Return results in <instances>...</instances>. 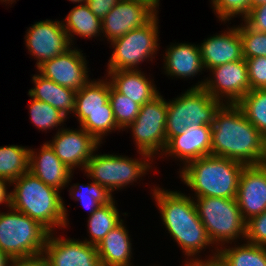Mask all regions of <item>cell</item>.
<instances>
[{
    "mask_svg": "<svg viewBox=\"0 0 266 266\" xmlns=\"http://www.w3.org/2000/svg\"><path fill=\"white\" fill-rule=\"evenodd\" d=\"M211 155L247 165L266 163V140L237 104L223 103L212 124Z\"/></svg>",
    "mask_w": 266,
    "mask_h": 266,
    "instance_id": "cell-1",
    "label": "cell"
},
{
    "mask_svg": "<svg viewBox=\"0 0 266 266\" xmlns=\"http://www.w3.org/2000/svg\"><path fill=\"white\" fill-rule=\"evenodd\" d=\"M151 190L163 225L183 250L187 262L202 260L201 251L214 245L199 218L194 199L181 191H169L159 186H153Z\"/></svg>",
    "mask_w": 266,
    "mask_h": 266,
    "instance_id": "cell-2",
    "label": "cell"
},
{
    "mask_svg": "<svg viewBox=\"0 0 266 266\" xmlns=\"http://www.w3.org/2000/svg\"><path fill=\"white\" fill-rule=\"evenodd\" d=\"M11 185V208L36 220L49 232L69 225L68 211L59 190L46 185L29 171Z\"/></svg>",
    "mask_w": 266,
    "mask_h": 266,
    "instance_id": "cell-3",
    "label": "cell"
},
{
    "mask_svg": "<svg viewBox=\"0 0 266 266\" xmlns=\"http://www.w3.org/2000/svg\"><path fill=\"white\" fill-rule=\"evenodd\" d=\"M244 164L218 156L192 160L179 169L181 181L194 192V197H237L239 177Z\"/></svg>",
    "mask_w": 266,
    "mask_h": 266,
    "instance_id": "cell-4",
    "label": "cell"
},
{
    "mask_svg": "<svg viewBox=\"0 0 266 266\" xmlns=\"http://www.w3.org/2000/svg\"><path fill=\"white\" fill-rule=\"evenodd\" d=\"M193 199H195V207L207 235L215 245V250H211L213 254L206 259L216 258L220 245L237 243L238 239L245 240L246 220L243 218L236 198L198 197Z\"/></svg>",
    "mask_w": 266,
    "mask_h": 266,
    "instance_id": "cell-5",
    "label": "cell"
},
{
    "mask_svg": "<svg viewBox=\"0 0 266 266\" xmlns=\"http://www.w3.org/2000/svg\"><path fill=\"white\" fill-rule=\"evenodd\" d=\"M99 147L86 163L84 172L86 176L102 185L111 195L130 183L134 184L152 169L153 158L145 153L138 152L142 157L131 158L125 155L96 154ZM141 177V178H140ZM139 178V179H138Z\"/></svg>",
    "mask_w": 266,
    "mask_h": 266,
    "instance_id": "cell-6",
    "label": "cell"
},
{
    "mask_svg": "<svg viewBox=\"0 0 266 266\" xmlns=\"http://www.w3.org/2000/svg\"><path fill=\"white\" fill-rule=\"evenodd\" d=\"M49 233L39 222L11 207L0 212V249L10 259L42 253Z\"/></svg>",
    "mask_w": 266,
    "mask_h": 266,
    "instance_id": "cell-7",
    "label": "cell"
},
{
    "mask_svg": "<svg viewBox=\"0 0 266 266\" xmlns=\"http://www.w3.org/2000/svg\"><path fill=\"white\" fill-rule=\"evenodd\" d=\"M173 99L167 102L166 143L194 124L212 126L215 113L223 104L203 88L190 87Z\"/></svg>",
    "mask_w": 266,
    "mask_h": 266,
    "instance_id": "cell-8",
    "label": "cell"
},
{
    "mask_svg": "<svg viewBox=\"0 0 266 266\" xmlns=\"http://www.w3.org/2000/svg\"><path fill=\"white\" fill-rule=\"evenodd\" d=\"M158 14L143 27L131 30L110 43L113 52L106 71L138 70L141 69L139 64L153 61L160 48Z\"/></svg>",
    "mask_w": 266,
    "mask_h": 266,
    "instance_id": "cell-9",
    "label": "cell"
},
{
    "mask_svg": "<svg viewBox=\"0 0 266 266\" xmlns=\"http://www.w3.org/2000/svg\"><path fill=\"white\" fill-rule=\"evenodd\" d=\"M166 118L167 101L161 93L140 106L136 119L125 128H131L137 153L145 152L153 159L162 154L166 146Z\"/></svg>",
    "mask_w": 266,
    "mask_h": 266,
    "instance_id": "cell-10",
    "label": "cell"
},
{
    "mask_svg": "<svg viewBox=\"0 0 266 266\" xmlns=\"http://www.w3.org/2000/svg\"><path fill=\"white\" fill-rule=\"evenodd\" d=\"M209 72H212V76L202 79L204 81H198L192 88H203L212 98L226 104H236L250 91L247 64L244 58L219 65L210 69Z\"/></svg>",
    "mask_w": 266,
    "mask_h": 266,
    "instance_id": "cell-11",
    "label": "cell"
},
{
    "mask_svg": "<svg viewBox=\"0 0 266 266\" xmlns=\"http://www.w3.org/2000/svg\"><path fill=\"white\" fill-rule=\"evenodd\" d=\"M24 39L29 54L37 60L35 64L37 68L72 47L67 32L59 20L46 19L35 22L27 29Z\"/></svg>",
    "mask_w": 266,
    "mask_h": 266,
    "instance_id": "cell-12",
    "label": "cell"
},
{
    "mask_svg": "<svg viewBox=\"0 0 266 266\" xmlns=\"http://www.w3.org/2000/svg\"><path fill=\"white\" fill-rule=\"evenodd\" d=\"M57 128L52 140L47 141L56 156L72 172L84 170L94 151L101 146L85 129Z\"/></svg>",
    "mask_w": 266,
    "mask_h": 266,
    "instance_id": "cell-13",
    "label": "cell"
},
{
    "mask_svg": "<svg viewBox=\"0 0 266 266\" xmlns=\"http://www.w3.org/2000/svg\"><path fill=\"white\" fill-rule=\"evenodd\" d=\"M87 64L82 51L72 46L65 53L45 61L37 72L58 85L79 91L90 81Z\"/></svg>",
    "mask_w": 266,
    "mask_h": 266,
    "instance_id": "cell-14",
    "label": "cell"
},
{
    "mask_svg": "<svg viewBox=\"0 0 266 266\" xmlns=\"http://www.w3.org/2000/svg\"><path fill=\"white\" fill-rule=\"evenodd\" d=\"M157 12L139 0H120L102 19V34L110 43L131 30L143 27Z\"/></svg>",
    "mask_w": 266,
    "mask_h": 266,
    "instance_id": "cell-15",
    "label": "cell"
},
{
    "mask_svg": "<svg viewBox=\"0 0 266 266\" xmlns=\"http://www.w3.org/2000/svg\"><path fill=\"white\" fill-rule=\"evenodd\" d=\"M54 234L49 233L43 250L49 266H102L97 246L84 240L65 239Z\"/></svg>",
    "mask_w": 266,
    "mask_h": 266,
    "instance_id": "cell-16",
    "label": "cell"
},
{
    "mask_svg": "<svg viewBox=\"0 0 266 266\" xmlns=\"http://www.w3.org/2000/svg\"><path fill=\"white\" fill-rule=\"evenodd\" d=\"M212 126L192 125L177 136L172 137L160 156L180 160L184 167L192 160L211 155Z\"/></svg>",
    "mask_w": 266,
    "mask_h": 266,
    "instance_id": "cell-17",
    "label": "cell"
},
{
    "mask_svg": "<svg viewBox=\"0 0 266 266\" xmlns=\"http://www.w3.org/2000/svg\"><path fill=\"white\" fill-rule=\"evenodd\" d=\"M236 200L246 221L266 210V163L244 166Z\"/></svg>",
    "mask_w": 266,
    "mask_h": 266,
    "instance_id": "cell-18",
    "label": "cell"
},
{
    "mask_svg": "<svg viewBox=\"0 0 266 266\" xmlns=\"http://www.w3.org/2000/svg\"><path fill=\"white\" fill-rule=\"evenodd\" d=\"M199 45L205 71L243 59L242 40L237 25L216 33Z\"/></svg>",
    "mask_w": 266,
    "mask_h": 266,
    "instance_id": "cell-19",
    "label": "cell"
},
{
    "mask_svg": "<svg viewBox=\"0 0 266 266\" xmlns=\"http://www.w3.org/2000/svg\"><path fill=\"white\" fill-rule=\"evenodd\" d=\"M29 172L59 191L70 185L74 174L56 156L47 142L42 144L39 151L30 148Z\"/></svg>",
    "mask_w": 266,
    "mask_h": 266,
    "instance_id": "cell-20",
    "label": "cell"
},
{
    "mask_svg": "<svg viewBox=\"0 0 266 266\" xmlns=\"http://www.w3.org/2000/svg\"><path fill=\"white\" fill-rule=\"evenodd\" d=\"M163 57V71L172 79L173 77L189 79L205 71L198 44L171 43L165 50Z\"/></svg>",
    "mask_w": 266,
    "mask_h": 266,
    "instance_id": "cell-21",
    "label": "cell"
},
{
    "mask_svg": "<svg viewBox=\"0 0 266 266\" xmlns=\"http://www.w3.org/2000/svg\"><path fill=\"white\" fill-rule=\"evenodd\" d=\"M139 70H117L107 71L111 86L120 94L130 98L133 102L142 106L144 103L153 100L160 94L154 80L149 79Z\"/></svg>",
    "mask_w": 266,
    "mask_h": 266,
    "instance_id": "cell-22",
    "label": "cell"
},
{
    "mask_svg": "<svg viewBox=\"0 0 266 266\" xmlns=\"http://www.w3.org/2000/svg\"><path fill=\"white\" fill-rule=\"evenodd\" d=\"M131 240L123 219L97 245V253L102 266H134L131 262L132 250H134Z\"/></svg>",
    "mask_w": 266,
    "mask_h": 266,
    "instance_id": "cell-23",
    "label": "cell"
},
{
    "mask_svg": "<svg viewBox=\"0 0 266 266\" xmlns=\"http://www.w3.org/2000/svg\"><path fill=\"white\" fill-rule=\"evenodd\" d=\"M110 81L107 78L90 80L75 95L74 114L79 125L88 117V113L112 111L109 102Z\"/></svg>",
    "mask_w": 266,
    "mask_h": 266,
    "instance_id": "cell-24",
    "label": "cell"
},
{
    "mask_svg": "<svg viewBox=\"0 0 266 266\" xmlns=\"http://www.w3.org/2000/svg\"><path fill=\"white\" fill-rule=\"evenodd\" d=\"M36 74L32 76L34 87L29 89L28 95L50 104L66 117L71 113L74 114L76 91L58 85L54 81L44 78L39 73Z\"/></svg>",
    "mask_w": 266,
    "mask_h": 266,
    "instance_id": "cell-25",
    "label": "cell"
},
{
    "mask_svg": "<svg viewBox=\"0 0 266 266\" xmlns=\"http://www.w3.org/2000/svg\"><path fill=\"white\" fill-rule=\"evenodd\" d=\"M61 22L71 45L76 40L75 35L87 39L103 37L102 20L89 10L87 4L76 5Z\"/></svg>",
    "mask_w": 266,
    "mask_h": 266,
    "instance_id": "cell-26",
    "label": "cell"
},
{
    "mask_svg": "<svg viewBox=\"0 0 266 266\" xmlns=\"http://www.w3.org/2000/svg\"><path fill=\"white\" fill-rule=\"evenodd\" d=\"M234 244L233 247L223 245L218 249L217 257L225 266H266V246L247 241L241 245Z\"/></svg>",
    "mask_w": 266,
    "mask_h": 266,
    "instance_id": "cell-27",
    "label": "cell"
},
{
    "mask_svg": "<svg viewBox=\"0 0 266 266\" xmlns=\"http://www.w3.org/2000/svg\"><path fill=\"white\" fill-rule=\"evenodd\" d=\"M115 202L113 198L107 204L101 205L88 217L87 231L90 239L84 238V241L97 246L112 229L123 221Z\"/></svg>",
    "mask_w": 266,
    "mask_h": 266,
    "instance_id": "cell-28",
    "label": "cell"
},
{
    "mask_svg": "<svg viewBox=\"0 0 266 266\" xmlns=\"http://www.w3.org/2000/svg\"><path fill=\"white\" fill-rule=\"evenodd\" d=\"M29 150L25 146H0V177L13 182L29 171Z\"/></svg>",
    "mask_w": 266,
    "mask_h": 266,
    "instance_id": "cell-29",
    "label": "cell"
},
{
    "mask_svg": "<svg viewBox=\"0 0 266 266\" xmlns=\"http://www.w3.org/2000/svg\"><path fill=\"white\" fill-rule=\"evenodd\" d=\"M236 104L266 140V89L250 90Z\"/></svg>",
    "mask_w": 266,
    "mask_h": 266,
    "instance_id": "cell-30",
    "label": "cell"
},
{
    "mask_svg": "<svg viewBox=\"0 0 266 266\" xmlns=\"http://www.w3.org/2000/svg\"><path fill=\"white\" fill-rule=\"evenodd\" d=\"M69 196L75 201H80L82 207L88 210L89 216L101 205H105L113 199V195L93 180L89 184H73L69 188Z\"/></svg>",
    "mask_w": 266,
    "mask_h": 266,
    "instance_id": "cell-31",
    "label": "cell"
},
{
    "mask_svg": "<svg viewBox=\"0 0 266 266\" xmlns=\"http://www.w3.org/2000/svg\"><path fill=\"white\" fill-rule=\"evenodd\" d=\"M30 98L29 118L31 119V123H33L37 129L39 128V131H47L51 128H57L58 126H62V128L64 127L63 124H65L64 122L69 118V116L66 117L48 103L34 99L31 96Z\"/></svg>",
    "mask_w": 266,
    "mask_h": 266,
    "instance_id": "cell-32",
    "label": "cell"
},
{
    "mask_svg": "<svg viewBox=\"0 0 266 266\" xmlns=\"http://www.w3.org/2000/svg\"><path fill=\"white\" fill-rule=\"evenodd\" d=\"M109 102L117 126L124 129L131 124L139 114L140 105L130 98L117 92L110 84Z\"/></svg>",
    "mask_w": 266,
    "mask_h": 266,
    "instance_id": "cell-33",
    "label": "cell"
},
{
    "mask_svg": "<svg viewBox=\"0 0 266 266\" xmlns=\"http://www.w3.org/2000/svg\"><path fill=\"white\" fill-rule=\"evenodd\" d=\"M85 129L99 144L104 136L113 130H121L114 119L113 111H97L88 113V117L79 125Z\"/></svg>",
    "mask_w": 266,
    "mask_h": 266,
    "instance_id": "cell-34",
    "label": "cell"
},
{
    "mask_svg": "<svg viewBox=\"0 0 266 266\" xmlns=\"http://www.w3.org/2000/svg\"><path fill=\"white\" fill-rule=\"evenodd\" d=\"M242 40L243 58L266 57V33L254 31L243 20L237 26Z\"/></svg>",
    "mask_w": 266,
    "mask_h": 266,
    "instance_id": "cell-35",
    "label": "cell"
},
{
    "mask_svg": "<svg viewBox=\"0 0 266 266\" xmlns=\"http://www.w3.org/2000/svg\"><path fill=\"white\" fill-rule=\"evenodd\" d=\"M210 4L219 21L225 24L238 16L243 20L251 10V0H211Z\"/></svg>",
    "mask_w": 266,
    "mask_h": 266,
    "instance_id": "cell-36",
    "label": "cell"
},
{
    "mask_svg": "<svg viewBox=\"0 0 266 266\" xmlns=\"http://www.w3.org/2000/svg\"><path fill=\"white\" fill-rule=\"evenodd\" d=\"M250 90L266 89V57L245 59Z\"/></svg>",
    "mask_w": 266,
    "mask_h": 266,
    "instance_id": "cell-37",
    "label": "cell"
},
{
    "mask_svg": "<svg viewBox=\"0 0 266 266\" xmlns=\"http://www.w3.org/2000/svg\"><path fill=\"white\" fill-rule=\"evenodd\" d=\"M245 241L266 246V210L246 221Z\"/></svg>",
    "mask_w": 266,
    "mask_h": 266,
    "instance_id": "cell-38",
    "label": "cell"
},
{
    "mask_svg": "<svg viewBox=\"0 0 266 266\" xmlns=\"http://www.w3.org/2000/svg\"><path fill=\"white\" fill-rule=\"evenodd\" d=\"M243 21L254 31L266 33V3L251 8Z\"/></svg>",
    "mask_w": 266,
    "mask_h": 266,
    "instance_id": "cell-39",
    "label": "cell"
},
{
    "mask_svg": "<svg viewBox=\"0 0 266 266\" xmlns=\"http://www.w3.org/2000/svg\"><path fill=\"white\" fill-rule=\"evenodd\" d=\"M120 0H87L89 10L102 20Z\"/></svg>",
    "mask_w": 266,
    "mask_h": 266,
    "instance_id": "cell-40",
    "label": "cell"
},
{
    "mask_svg": "<svg viewBox=\"0 0 266 266\" xmlns=\"http://www.w3.org/2000/svg\"><path fill=\"white\" fill-rule=\"evenodd\" d=\"M9 266H49V263L42 252L35 255L12 258Z\"/></svg>",
    "mask_w": 266,
    "mask_h": 266,
    "instance_id": "cell-41",
    "label": "cell"
},
{
    "mask_svg": "<svg viewBox=\"0 0 266 266\" xmlns=\"http://www.w3.org/2000/svg\"><path fill=\"white\" fill-rule=\"evenodd\" d=\"M9 184V185H8ZM12 182L10 180H7L5 178L0 177V205L6 204V207L10 208L11 206V191H8L7 186H12Z\"/></svg>",
    "mask_w": 266,
    "mask_h": 266,
    "instance_id": "cell-42",
    "label": "cell"
},
{
    "mask_svg": "<svg viewBox=\"0 0 266 266\" xmlns=\"http://www.w3.org/2000/svg\"><path fill=\"white\" fill-rule=\"evenodd\" d=\"M206 266H225L224 263L218 258L206 259Z\"/></svg>",
    "mask_w": 266,
    "mask_h": 266,
    "instance_id": "cell-43",
    "label": "cell"
},
{
    "mask_svg": "<svg viewBox=\"0 0 266 266\" xmlns=\"http://www.w3.org/2000/svg\"><path fill=\"white\" fill-rule=\"evenodd\" d=\"M10 258L0 249V266H9Z\"/></svg>",
    "mask_w": 266,
    "mask_h": 266,
    "instance_id": "cell-44",
    "label": "cell"
},
{
    "mask_svg": "<svg viewBox=\"0 0 266 266\" xmlns=\"http://www.w3.org/2000/svg\"><path fill=\"white\" fill-rule=\"evenodd\" d=\"M139 1H143L145 3H147L148 5H150L157 13L159 12V5H160V0H139Z\"/></svg>",
    "mask_w": 266,
    "mask_h": 266,
    "instance_id": "cell-45",
    "label": "cell"
},
{
    "mask_svg": "<svg viewBox=\"0 0 266 266\" xmlns=\"http://www.w3.org/2000/svg\"><path fill=\"white\" fill-rule=\"evenodd\" d=\"M184 261H185L184 265H181V266H206V259L194 261V262L193 261L187 262L186 260Z\"/></svg>",
    "mask_w": 266,
    "mask_h": 266,
    "instance_id": "cell-46",
    "label": "cell"
},
{
    "mask_svg": "<svg viewBox=\"0 0 266 266\" xmlns=\"http://www.w3.org/2000/svg\"><path fill=\"white\" fill-rule=\"evenodd\" d=\"M266 3V0H251V8Z\"/></svg>",
    "mask_w": 266,
    "mask_h": 266,
    "instance_id": "cell-47",
    "label": "cell"
},
{
    "mask_svg": "<svg viewBox=\"0 0 266 266\" xmlns=\"http://www.w3.org/2000/svg\"><path fill=\"white\" fill-rule=\"evenodd\" d=\"M69 1H71V2H73V3H75V4L78 3V5H79V3H80V5H81V4H83V3L86 4V2H87V0H69Z\"/></svg>",
    "mask_w": 266,
    "mask_h": 266,
    "instance_id": "cell-48",
    "label": "cell"
}]
</instances>
